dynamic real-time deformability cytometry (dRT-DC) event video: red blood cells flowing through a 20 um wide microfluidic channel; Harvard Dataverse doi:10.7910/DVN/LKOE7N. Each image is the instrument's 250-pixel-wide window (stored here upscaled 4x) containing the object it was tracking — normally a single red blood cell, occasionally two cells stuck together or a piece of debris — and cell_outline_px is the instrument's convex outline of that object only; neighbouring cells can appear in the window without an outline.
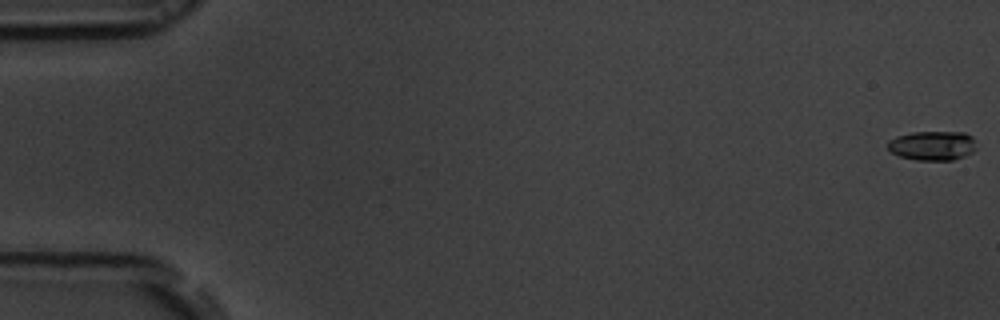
{"species": "common noctule bat (a hibernating species)", "species_latin": "Nyctalus noctula", "temperature_condition": "room temperature", "stored_images_in_passage": 56, "camera_frame_rate_fps": 3000, "um_per_image_px": 0.085, "animal": {"sex": "male", "body_mass_g": 19.5, "forearm_length_mm": 54.6}, "frame": {"image": 1, "passage_image": 1, "time_ms": 0.0, "image_size_px": [1000, 320], "cell_outline_px": [[976, 148], [972, 152], [964, 156], [952, 160], [916, 160], [900, 156], [892, 152], [888, 148], [888, 140], [896, 136], [912, 132], [964, 132], [972, 136], [976, 140]], "centroid_in_image_um": [79.28, 12.37], "position_along_channel_um": 5.7, "area_um2": 15.26}}
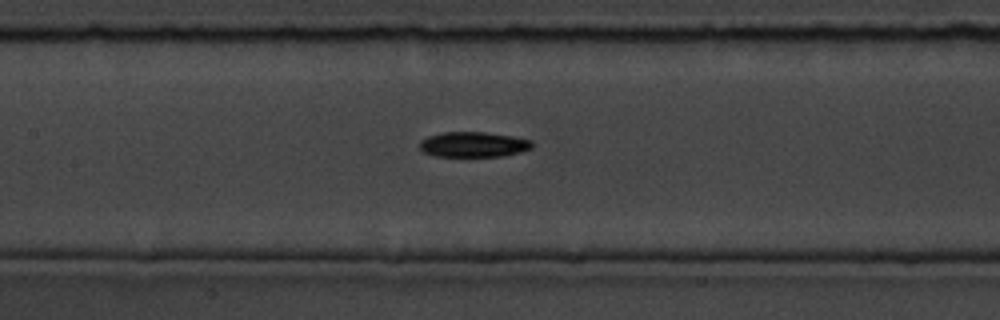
{"frame": {"image": 2, "passage_image": 27, "time_ms": 8.667, "image_size_px": [1000, 320], "cell_outline_px": [[532, 148], [520, 152], [504, 156], [436, 156], [424, 152], [420, 148], [420, 140], [428, 136], [444, 132], [484, 132], [512, 136], [532, 140]], "centroid_in_image_um": [40.25, 12.28], "position_along_channel_um": 167.2, "area_um2": 16.47}}
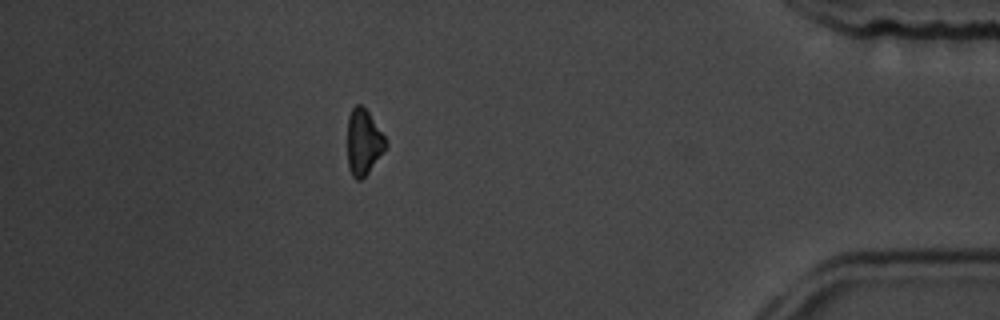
{"frame": {"image": 3, "passage_image": 50, "time_ms": 16.333, "image_size_px": [1000, 320], "cell_outline_px": [[388, 144], [368, 172], [360, 180], [356, 180], [352, 176], [348, 168], [348, 116], [352, 108], [356, 104], [360, 104], [368, 112], [388, 140]], "centroid_in_image_um": [30.9, 12.07], "position_along_channel_um": 404.3, "area_um2": 14.57}, "authors_computed_cell_mechanics": {"area_um2": 15.7505, "velocity_mm_per_s": 3.6847, "shape_relaxation_time_tau1_ms": 1.7685, "shape_relaxation_time_tau2_ms": null, "deformation_change_tau1": 0.1117, "deformation_change_tau2": null}}